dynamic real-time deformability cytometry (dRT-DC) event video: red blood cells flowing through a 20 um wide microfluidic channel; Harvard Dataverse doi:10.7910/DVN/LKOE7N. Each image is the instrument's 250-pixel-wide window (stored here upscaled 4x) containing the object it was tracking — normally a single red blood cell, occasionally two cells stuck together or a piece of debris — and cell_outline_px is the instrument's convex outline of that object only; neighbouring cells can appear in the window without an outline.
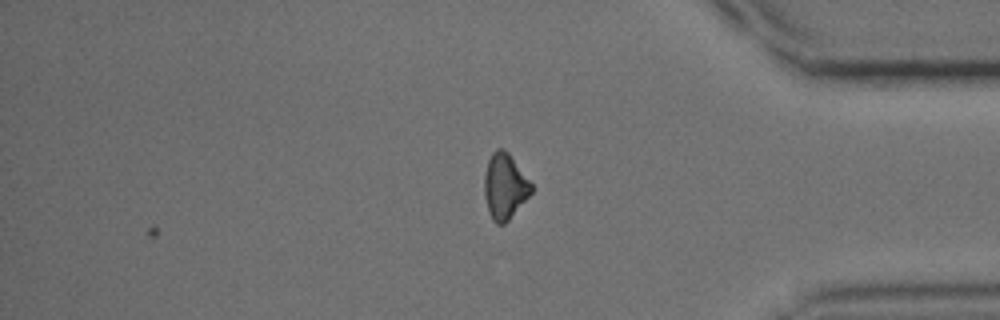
{"species": "common noctule bat (a hibernating species)", "species_latin": "Nyctalus noctula", "temperature_condition": "cold", "stored_images_in_passage": 27, "camera_frame_rate_fps": 3000, "um_per_image_px": 0.085, "animal": {"sex": "male", "body_mass_g": 15.6}, "frame": {"image": 1, "passage_image": 27, "time_ms": 8.667, "image_size_px": [1000, 320], "cell_outline_px": [[532, 192], [508, 220], [504, 224], [496, 224], [492, 220], [488, 212], [484, 196], [484, 176], [488, 160], [492, 152], [496, 148], [504, 148], [508, 152], [532, 184]], "centroid_in_image_um": [42.88, 15.83], "position_along_channel_um": 392.3, "area_um2": 17.92}}